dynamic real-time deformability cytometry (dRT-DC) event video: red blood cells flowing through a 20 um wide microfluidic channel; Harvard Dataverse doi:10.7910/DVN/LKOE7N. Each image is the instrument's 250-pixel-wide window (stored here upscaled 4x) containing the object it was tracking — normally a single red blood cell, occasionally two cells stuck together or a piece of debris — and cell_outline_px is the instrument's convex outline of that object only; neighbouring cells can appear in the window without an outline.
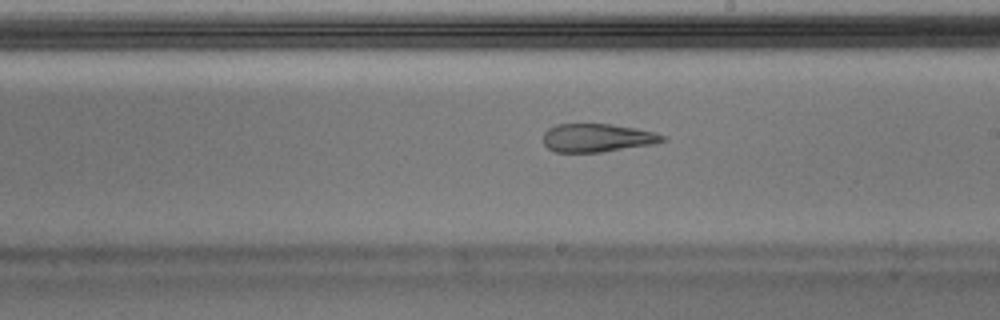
{"species": "Egyptian fruit bat (a non-hibernating species)", "species_latin": "Rousettus aegyptiacus", "temperature_condition": "warm", "stored_images_in_passage": 40, "camera_frame_rate_fps": 3000, "um_per_image_px": 0.085, "animal": {"sex": "male"}, "frame": {"image": 1, "passage_image": 29, "time_ms": 9.333, "image_size_px": [1000, 320], "cell_outline_px": [[668, 140], [656, 144], [600, 152], [556, 152], [548, 148], [544, 144], [544, 132], [548, 128], [556, 124], [608, 124], [636, 128], [656, 132], [668, 136]], "centroid_in_image_um": [50.83, 11.71], "position_along_channel_um": 238.2, "area_um2": 19.88}}